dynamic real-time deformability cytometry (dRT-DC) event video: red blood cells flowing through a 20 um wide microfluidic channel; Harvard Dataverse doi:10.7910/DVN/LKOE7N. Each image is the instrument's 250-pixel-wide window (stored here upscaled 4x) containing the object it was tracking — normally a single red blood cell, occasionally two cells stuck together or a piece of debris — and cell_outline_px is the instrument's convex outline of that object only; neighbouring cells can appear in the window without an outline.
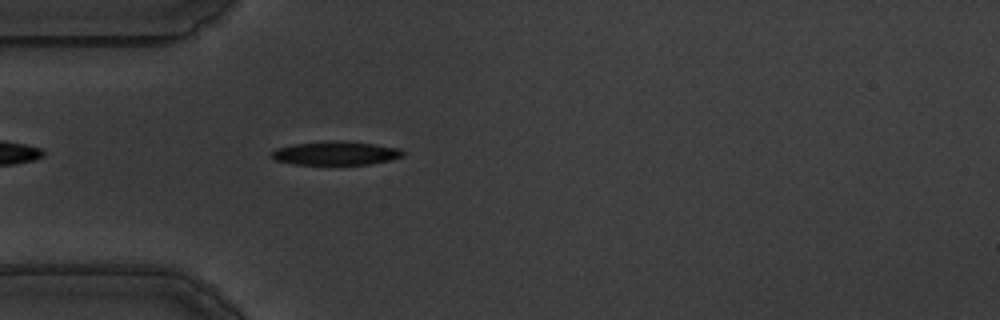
{"species": "common noctule bat (a hibernating species)", "species_latin": "Nyctalus noctula", "temperature_condition": "warm", "stored_images_in_passage": 46, "camera_frame_rate_fps": 3000, "um_per_image_px": 0.085, "animal": {"sex": "male", "body_mass_g": 19.5, "forearm_length_mm": 54.6}, "frame": {"image": 1, "passage_image": 5, "time_ms": 1.333, "image_size_px": [1000, 320], "cell_outline_px": [[404, 156], [388, 160], [368, 164], [292, 164], [276, 160], [272, 156], [272, 152], [276, 148], [292, 144], [332, 140], [336, 140], [376, 144], [400, 148], [404, 152]], "centroid_in_image_um": [28.54, 13.01], "position_along_channel_um": 56.5, "area_um2": 18.03}}
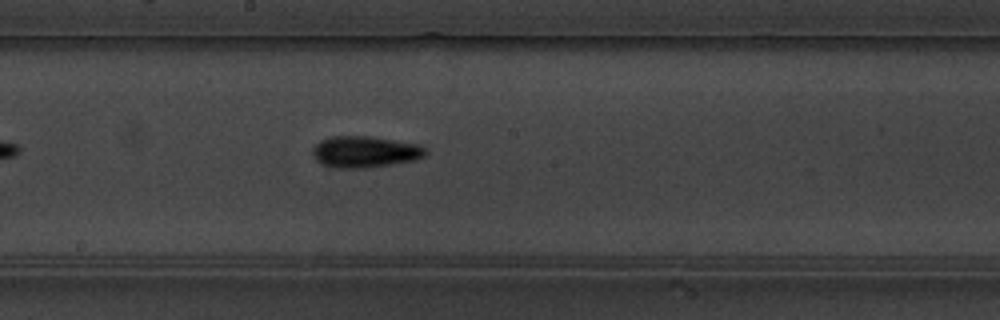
{"frame": {"image": 2, "passage_image": 19, "time_ms": 6.0, "image_size_px": [1000, 320], "cell_outline_px": [[428, 152], [424, 156], [416, 160], [364, 168], [340, 168], [324, 164], [316, 160], [312, 152], [312, 148], [320, 140], [332, 136], [368, 136], [420, 144]], "centroid_in_image_um": [31.03, 12.89], "position_along_channel_um": 217.2, "area_um2": 20.58}}
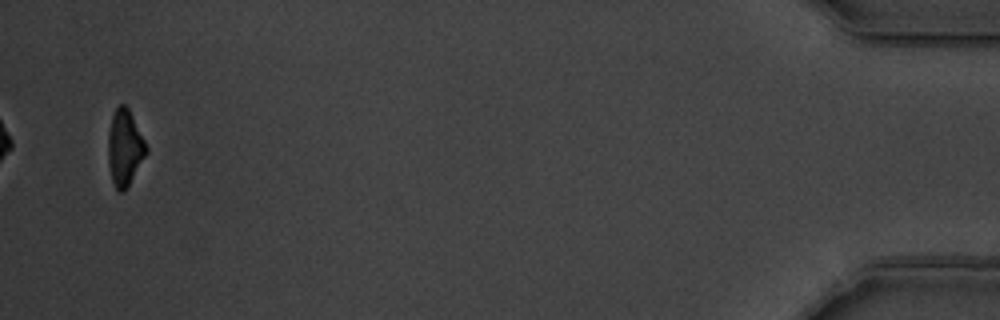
{"frame": {"image": 3, "passage_image": 44, "time_ms": 14.333, "image_size_px": [1000, 320], "cell_outline_px": [[148, 152], [128, 188], [124, 192], [120, 192], [116, 188], [112, 180], [108, 164], [108, 132], [112, 116], [116, 108], [120, 104], [124, 104], [128, 108], [148, 148]], "centroid_in_image_um": [10.6, 12.6], "position_along_channel_um": 424.6, "area_um2": 16.94}, "authors_computed_cell_mechanics": {"area_um2": 18.0336, "velocity_mm_per_s": 3.5326, "shape_relaxation_time_tau1_ms": 2.2447, "shape_relaxation_time_tau2_ms": null, "deformation_change_tau1": 0.1646, "deformation_change_tau2": null}}